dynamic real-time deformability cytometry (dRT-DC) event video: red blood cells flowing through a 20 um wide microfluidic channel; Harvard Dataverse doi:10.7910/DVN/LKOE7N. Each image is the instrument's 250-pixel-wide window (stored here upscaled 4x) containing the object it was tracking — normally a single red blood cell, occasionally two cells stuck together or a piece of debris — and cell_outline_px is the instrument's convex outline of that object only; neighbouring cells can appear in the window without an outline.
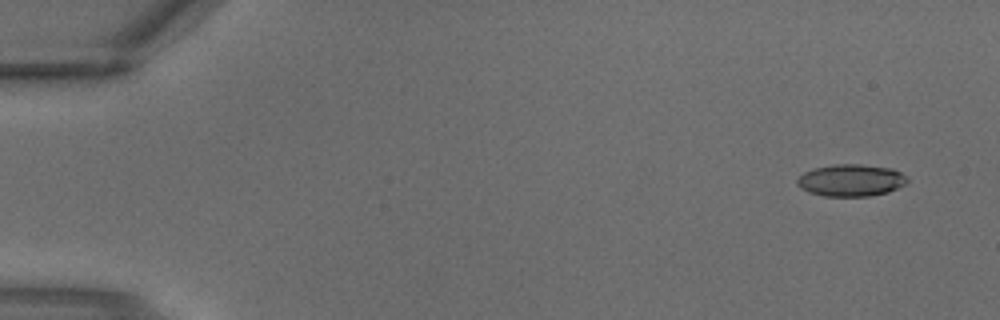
{"species": "common noctule bat (a hibernating species)", "species_latin": "Nyctalus noctula", "temperature_condition": "warm", "stored_images_in_passage": 3, "camera_frame_rate_fps": 3000, "um_per_image_px": 0.085, "animal": {"sex": "male", "body_mass_g": 18.8}, "frame": {"image": 1, "passage_image": 1, "time_ms": 0.0, "image_size_px": [1000, 320], "cell_outline_px": [[908, 180], [904, 184], [888, 192], [868, 196], [824, 196], [808, 192], [800, 188], [796, 184], [796, 180], [804, 172], [812, 168], [832, 164], [860, 164], [892, 168], [900, 172]], "centroid_in_image_um": [72.28, 15.32], "position_along_channel_um": 12.7, "area_um2": 20.58}}
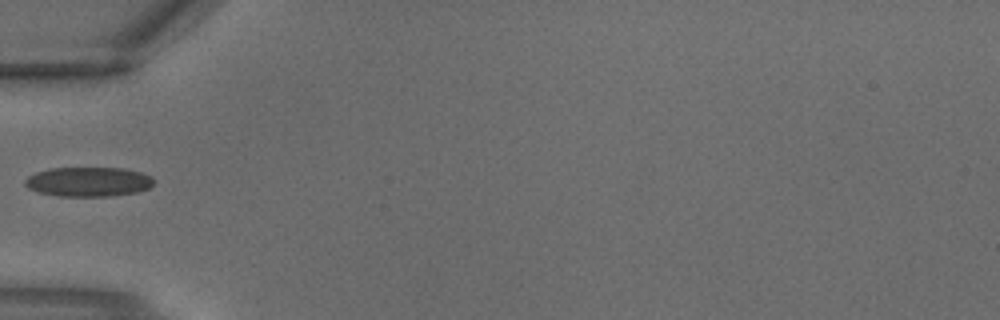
{"frame": {"image": 2, "passage_image": 3, "time_ms": 0.667, "image_size_px": [1000, 320], "cell_outline_px": [[156, 180], [148, 188], [136, 192], [112, 196], [56, 196], [40, 192], [28, 188], [24, 184], [24, 180], [28, 176], [36, 172], [48, 168], [124, 168], [140, 172], [152, 176]], "centroid_in_image_um": [7.51, 15.44], "position_along_channel_um": 77.5, "area_um2": 22.25}}